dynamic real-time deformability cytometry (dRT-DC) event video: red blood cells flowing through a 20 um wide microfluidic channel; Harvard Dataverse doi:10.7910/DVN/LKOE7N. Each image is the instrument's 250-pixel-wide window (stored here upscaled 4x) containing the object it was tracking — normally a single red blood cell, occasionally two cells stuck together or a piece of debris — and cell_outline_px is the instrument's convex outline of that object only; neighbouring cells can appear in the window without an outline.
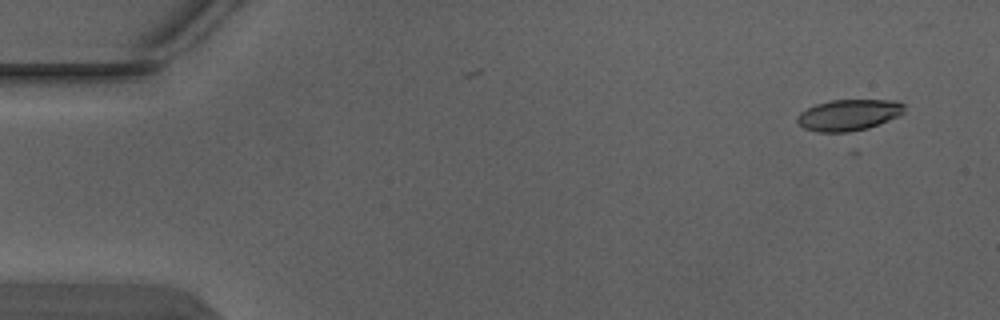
{"species": "Egyptian fruit bat (a non-hibernating species)", "species_latin": "Rousettus aegyptiacus", "temperature_condition": "warm", "stored_images_in_passage": 4, "camera_frame_rate_fps": 3000, "um_per_image_px": 0.085, "animal": {"sex": "male"}, "frame": {"image": 1, "passage_image": 1, "time_ms": 0.0, "image_size_px": [1000, 320], "cell_outline_px": [[904, 112], [888, 120], [868, 128], [848, 132], [820, 132], [804, 128], [796, 120], [796, 116], [800, 112], [816, 104], [832, 100], [896, 100], [904, 104]], "centroid_in_image_um": [72.12, 9.77], "position_along_channel_um": 12.9, "area_um2": 19.31}}
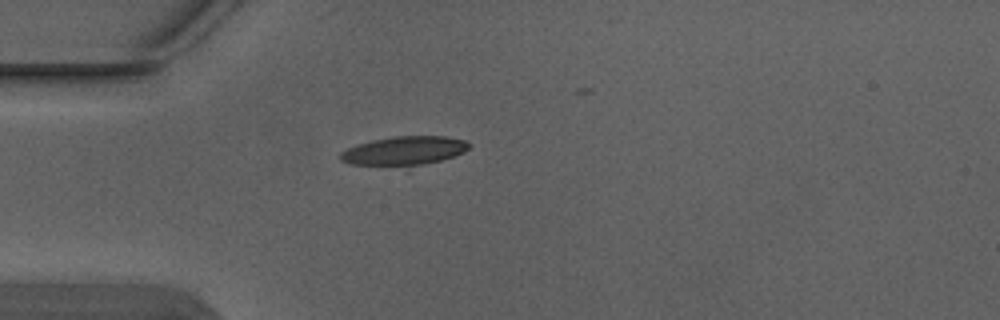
{"frame": {"image": 2, "passage_image": 4, "time_ms": 1.0, "image_size_px": [1000, 320], "cell_outline_px": [[468, 148], [464, 152], [408, 172], [352, 164], [340, 160], [340, 152], [356, 144], [372, 140], [392, 136], [444, 136], [464, 140], [468, 144]], "centroid_in_image_um": [34.29, 12.92], "position_along_channel_um": 50.7, "area_um2": 23.29}}